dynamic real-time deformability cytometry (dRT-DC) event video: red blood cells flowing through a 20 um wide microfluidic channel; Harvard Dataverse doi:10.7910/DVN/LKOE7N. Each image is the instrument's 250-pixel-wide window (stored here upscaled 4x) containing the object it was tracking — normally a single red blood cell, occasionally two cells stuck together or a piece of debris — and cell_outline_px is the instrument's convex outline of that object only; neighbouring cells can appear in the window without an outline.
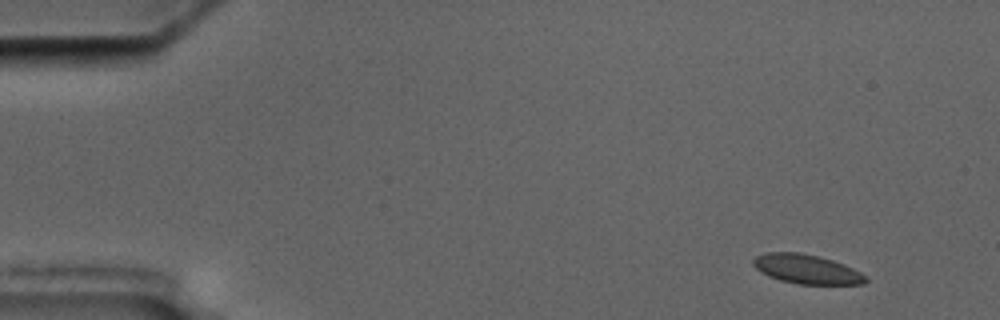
{"species": "common noctule bat (a hibernating species)", "species_latin": "Nyctalus noctula", "temperature_condition": "cold", "stored_images_in_passage": 4, "camera_frame_rate_fps": 3000, "um_per_image_px": 0.085, "animal": {"sex": "male", "body_mass_g": 17.5, "forearm_length_mm": 52.3}, "frame": {"image": 1, "passage_image": 1, "time_ms": 0.0, "image_size_px": [1000, 320], "cell_outline_px": [[868, 280], [864, 284], [796, 284], [780, 280], [768, 276], [760, 272], [752, 264], [752, 260], [756, 256], [764, 252], [800, 252], [820, 256], [844, 264], [868, 276]], "centroid_in_image_um": [68.55, 22.87], "position_along_channel_um": 16.4, "area_um2": 19.42}}